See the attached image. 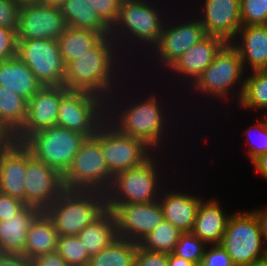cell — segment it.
I'll list each match as a JSON object with an SVG mask.
<instances>
[{
	"mask_svg": "<svg viewBox=\"0 0 267 266\" xmlns=\"http://www.w3.org/2000/svg\"><path fill=\"white\" fill-rule=\"evenodd\" d=\"M125 84L126 86H124ZM121 87L115 92L116 94L114 93L106 101V120L121 133L142 140L156 153L163 152L169 154L164 151V147L169 145L165 141L168 140L169 137L167 136L170 134V128L172 127H169L171 124L169 121L170 115H168L169 106L164 105L166 102L161 100L162 95H159L157 92H151L150 94L148 93V95H145L146 92H140V94L144 95L141 97L138 96V91L131 93L132 91L130 90L132 88H129L130 85L127 86L126 82H124ZM127 87L130 90H128ZM120 90H123V93L120 92ZM125 90L130 92L128 93ZM130 93L133 96L128 95ZM165 106L167 108L166 111L164 108Z\"/></svg>",
	"mask_w": 267,
	"mask_h": 266,
	"instance_id": "obj_1",
	"label": "cell"
},
{
	"mask_svg": "<svg viewBox=\"0 0 267 266\" xmlns=\"http://www.w3.org/2000/svg\"><path fill=\"white\" fill-rule=\"evenodd\" d=\"M123 62L127 65L116 41L110 35L105 36L89 53L66 66L64 87L88 92L107 101L128 79L130 68Z\"/></svg>",
	"mask_w": 267,
	"mask_h": 266,
	"instance_id": "obj_2",
	"label": "cell"
},
{
	"mask_svg": "<svg viewBox=\"0 0 267 266\" xmlns=\"http://www.w3.org/2000/svg\"><path fill=\"white\" fill-rule=\"evenodd\" d=\"M158 6L155 0H122L118 19L111 28L110 36L116 41L121 55L124 58L126 56L128 62L134 58L133 53H140V56L144 53V57L157 44L167 19V12L163 11L166 9Z\"/></svg>",
	"mask_w": 267,
	"mask_h": 266,
	"instance_id": "obj_3",
	"label": "cell"
},
{
	"mask_svg": "<svg viewBox=\"0 0 267 266\" xmlns=\"http://www.w3.org/2000/svg\"><path fill=\"white\" fill-rule=\"evenodd\" d=\"M164 154L155 152L138 167L115 174L109 189L105 192L108 210L113 211L120 204L157 201L166 185L165 181L170 180L167 178L168 172L165 171L167 167L163 165L164 163L169 165L163 160L164 157L166 158ZM164 173L167 174L164 175Z\"/></svg>",
	"mask_w": 267,
	"mask_h": 266,
	"instance_id": "obj_4",
	"label": "cell"
},
{
	"mask_svg": "<svg viewBox=\"0 0 267 266\" xmlns=\"http://www.w3.org/2000/svg\"><path fill=\"white\" fill-rule=\"evenodd\" d=\"M244 74L246 72L237 49L230 42H227L216 54L214 61L187 89L190 90L189 94L204 95L203 98L207 97L206 100L213 97L218 102L219 100L220 102L223 100L230 102L234 97L233 100L236 98L238 104L244 89ZM227 99L229 100L227 101Z\"/></svg>",
	"mask_w": 267,
	"mask_h": 266,
	"instance_id": "obj_5",
	"label": "cell"
},
{
	"mask_svg": "<svg viewBox=\"0 0 267 266\" xmlns=\"http://www.w3.org/2000/svg\"><path fill=\"white\" fill-rule=\"evenodd\" d=\"M108 211L106 193L97 190H68L45 212L59 236H77Z\"/></svg>",
	"mask_w": 267,
	"mask_h": 266,
	"instance_id": "obj_6",
	"label": "cell"
},
{
	"mask_svg": "<svg viewBox=\"0 0 267 266\" xmlns=\"http://www.w3.org/2000/svg\"><path fill=\"white\" fill-rule=\"evenodd\" d=\"M114 175L109 170L100 146V127L93 137L86 138L63 174L68 190H97L106 192Z\"/></svg>",
	"mask_w": 267,
	"mask_h": 266,
	"instance_id": "obj_7",
	"label": "cell"
},
{
	"mask_svg": "<svg viewBox=\"0 0 267 266\" xmlns=\"http://www.w3.org/2000/svg\"><path fill=\"white\" fill-rule=\"evenodd\" d=\"M185 11L187 12H184L185 15L183 14V16L182 12L180 13V20L178 18V15L174 18L175 15H173V17H170L169 14H167L168 20H165L157 44L151 49L149 53H147L146 56H144L146 58L144 60H147V57L150 58V63L152 61L151 59L154 60V62L156 63L155 66H158H156V68H161L159 72L161 70H163V72L167 70L176 60H178V58L183 53H185L206 36L204 27L195 16L194 12L192 13V10H186V8ZM189 13L193 14L192 17L191 15L189 16ZM187 14L190 18L187 16ZM186 16L187 18H185ZM158 64H161L160 68Z\"/></svg>",
	"mask_w": 267,
	"mask_h": 266,
	"instance_id": "obj_8",
	"label": "cell"
},
{
	"mask_svg": "<svg viewBox=\"0 0 267 266\" xmlns=\"http://www.w3.org/2000/svg\"><path fill=\"white\" fill-rule=\"evenodd\" d=\"M220 245L233 266H244L267 255L258 220L251 210L231 213Z\"/></svg>",
	"mask_w": 267,
	"mask_h": 266,
	"instance_id": "obj_9",
	"label": "cell"
},
{
	"mask_svg": "<svg viewBox=\"0 0 267 266\" xmlns=\"http://www.w3.org/2000/svg\"><path fill=\"white\" fill-rule=\"evenodd\" d=\"M86 138L79 132L56 125L31 134L22 144L36 160L63 175Z\"/></svg>",
	"mask_w": 267,
	"mask_h": 266,
	"instance_id": "obj_10",
	"label": "cell"
},
{
	"mask_svg": "<svg viewBox=\"0 0 267 266\" xmlns=\"http://www.w3.org/2000/svg\"><path fill=\"white\" fill-rule=\"evenodd\" d=\"M106 120V101L88 92L68 90L59 102L57 126L93 137Z\"/></svg>",
	"mask_w": 267,
	"mask_h": 266,
	"instance_id": "obj_11",
	"label": "cell"
},
{
	"mask_svg": "<svg viewBox=\"0 0 267 266\" xmlns=\"http://www.w3.org/2000/svg\"><path fill=\"white\" fill-rule=\"evenodd\" d=\"M100 146L113 175L138 167L155 153L145 142L121 133L107 120L100 125Z\"/></svg>",
	"mask_w": 267,
	"mask_h": 266,
	"instance_id": "obj_12",
	"label": "cell"
},
{
	"mask_svg": "<svg viewBox=\"0 0 267 266\" xmlns=\"http://www.w3.org/2000/svg\"><path fill=\"white\" fill-rule=\"evenodd\" d=\"M17 57L45 86H64L66 65L57 40L17 41Z\"/></svg>",
	"mask_w": 267,
	"mask_h": 266,
	"instance_id": "obj_13",
	"label": "cell"
},
{
	"mask_svg": "<svg viewBox=\"0 0 267 266\" xmlns=\"http://www.w3.org/2000/svg\"><path fill=\"white\" fill-rule=\"evenodd\" d=\"M66 28L58 6L29 4L19 8L17 41L57 40Z\"/></svg>",
	"mask_w": 267,
	"mask_h": 266,
	"instance_id": "obj_14",
	"label": "cell"
},
{
	"mask_svg": "<svg viewBox=\"0 0 267 266\" xmlns=\"http://www.w3.org/2000/svg\"><path fill=\"white\" fill-rule=\"evenodd\" d=\"M65 190L63 175L53 167L36 160L27 149L25 204L45 211Z\"/></svg>",
	"mask_w": 267,
	"mask_h": 266,
	"instance_id": "obj_15",
	"label": "cell"
},
{
	"mask_svg": "<svg viewBox=\"0 0 267 266\" xmlns=\"http://www.w3.org/2000/svg\"><path fill=\"white\" fill-rule=\"evenodd\" d=\"M67 91L64 86H45L37 91L28 100L26 121L13 136V141L23 143L31 134L55 127L59 102Z\"/></svg>",
	"mask_w": 267,
	"mask_h": 266,
	"instance_id": "obj_16",
	"label": "cell"
},
{
	"mask_svg": "<svg viewBox=\"0 0 267 266\" xmlns=\"http://www.w3.org/2000/svg\"><path fill=\"white\" fill-rule=\"evenodd\" d=\"M112 212L118 237L138 244L164 220L158 200L142 204H120Z\"/></svg>",
	"mask_w": 267,
	"mask_h": 266,
	"instance_id": "obj_17",
	"label": "cell"
},
{
	"mask_svg": "<svg viewBox=\"0 0 267 266\" xmlns=\"http://www.w3.org/2000/svg\"><path fill=\"white\" fill-rule=\"evenodd\" d=\"M201 3L199 7L195 5L194 12L199 9L194 14L198 13L196 17L204 27L206 35L231 42L242 26L240 0H202Z\"/></svg>",
	"mask_w": 267,
	"mask_h": 266,
	"instance_id": "obj_18",
	"label": "cell"
},
{
	"mask_svg": "<svg viewBox=\"0 0 267 266\" xmlns=\"http://www.w3.org/2000/svg\"><path fill=\"white\" fill-rule=\"evenodd\" d=\"M226 43L220 37L206 35L197 44L183 53L165 72H168L170 77L174 75L173 81L176 79V83L181 81L180 84L184 86V89L187 88V85L189 88L214 61L216 54Z\"/></svg>",
	"mask_w": 267,
	"mask_h": 266,
	"instance_id": "obj_19",
	"label": "cell"
},
{
	"mask_svg": "<svg viewBox=\"0 0 267 266\" xmlns=\"http://www.w3.org/2000/svg\"><path fill=\"white\" fill-rule=\"evenodd\" d=\"M169 182H166L158 198L164 219L183 233L191 232L199 203L203 198L195 193L190 194L185 189L178 191L176 187L175 190Z\"/></svg>",
	"mask_w": 267,
	"mask_h": 266,
	"instance_id": "obj_20",
	"label": "cell"
},
{
	"mask_svg": "<svg viewBox=\"0 0 267 266\" xmlns=\"http://www.w3.org/2000/svg\"><path fill=\"white\" fill-rule=\"evenodd\" d=\"M27 148L12 141L0 152V192L25 203Z\"/></svg>",
	"mask_w": 267,
	"mask_h": 266,
	"instance_id": "obj_21",
	"label": "cell"
},
{
	"mask_svg": "<svg viewBox=\"0 0 267 266\" xmlns=\"http://www.w3.org/2000/svg\"><path fill=\"white\" fill-rule=\"evenodd\" d=\"M230 43L237 49L246 73L267 70V24L241 26Z\"/></svg>",
	"mask_w": 267,
	"mask_h": 266,
	"instance_id": "obj_22",
	"label": "cell"
},
{
	"mask_svg": "<svg viewBox=\"0 0 267 266\" xmlns=\"http://www.w3.org/2000/svg\"><path fill=\"white\" fill-rule=\"evenodd\" d=\"M221 205L220 200L213 197L209 200L203 198L199 203L191 233L207 246L219 245L225 233L226 224L231 214H226L227 210Z\"/></svg>",
	"mask_w": 267,
	"mask_h": 266,
	"instance_id": "obj_23",
	"label": "cell"
},
{
	"mask_svg": "<svg viewBox=\"0 0 267 266\" xmlns=\"http://www.w3.org/2000/svg\"><path fill=\"white\" fill-rule=\"evenodd\" d=\"M41 212L37 207L26 205L10 220L0 221V252L23 254L28 230Z\"/></svg>",
	"mask_w": 267,
	"mask_h": 266,
	"instance_id": "obj_24",
	"label": "cell"
},
{
	"mask_svg": "<svg viewBox=\"0 0 267 266\" xmlns=\"http://www.w3.org/2000/svg\"><path fill=\"white\" fill-rule=\"evenodd\" d=\"M0 85L27 101L42 88L36 76L17 56L0 62Z\"/></svg>",
	"mask_w": 267,
	"mask_h": 266,
	"instance_id": "obj_25",
	"label": "cell"
},
{
	"mask_svg": "<svg viewBox=\"0 0 267 266\" xmlns=\"http://www.w3.org/2000/svg\"><path fill=\"white\" fill-rule=\"evenodd\" d=\"M58 238L59 234L53 221L42 211L28 230L23 254L33 259L38 255L56 252Z\"/></svg>",
	"mask_w": 267,
	"mask_h": 266,
	"instance_id": "obj_26",
	"label": "cell"
},
{
	"mask_svg": "<svg viewBox=\"0 0 267 266\" xmlns=\"http://www.w3.org/2000/svg\"><path fill=\"white\" fill-rule=\"evenodd\" d=\"M60 9L67 27L110 35L111 28L99 17L89 0H65Z\"/></svg>",
	"mask_w": 267,
	"mask_h": 266,
	"instance_id": "obj_27",
	"label": "cell"
},
{
	"mask_svg": "<svg viewBox=\"0 0 267 266\" xmlns=\"http://www.w3.org/2000/svg\"><path fill=\"white\" fill-rule=\"evenodd\" d=\"M89 256H94L118 238L116 219L108 210L95 223L87 225L78 235Z\"/></svg>",
	"mask_w": 267,
	"mask_h": 266,
	"instance_id": "obj_28",
	"label": "cell"
},
{
	"mask_svg": "<svg viewBox=\"0 0 267 266\" xmlns=\"http://www.w3.org/2000/svg\"><path fill=\"white\" fill-rule=\"evenodd\" d=\"M104 37L100 32L67 27L57 39L65 65L78 59L79 56L89 53Z\"/></svg>",
	"mask_w": 267,
	"mask_h": 266,
	"instance_id": "obj_29",
	"label": "cell"
},
{
	"mask_svg": "<svg viewBox=\"0 0 267 266\" xmlns=\"http://www.w3.org/2000/svg\"><path fill=\"white\" fill-rule=\"evenodd\" d=\"M28 101L0 85V124L14 136L24 125Z\"/></svg>",
	"mask_w": 267,
	"mask_h": 266,
	"instance_id": "obj_30",
	"label": "cell"
},
{
	"mask_svg": "<svg viewBox=\"0 0 267 266\" xmlns=\"http://www.w3.org/2000/svg\"><path fill=\"white\" fill-rule=\"evenodd\" d=\"M138 243L118 237L108 247L89 258L87 266H134Z\"/></svg>",
	"mask_w": 267,
	"mask_h": 266,
	"instance_id": "obj_31",
	"label": "cell"
},
{
	"mask_svg": "<svg viewBox=\"0 0 267 266\" xmlns=\"http://www.w3.org/2000/svg\"><path fill=\"white\" fill-rule=\"evenodd\" d=\"M238 105V108L244 111L247 109L267 111V70H256L245 74L244 89Z\"/></svg>",
	"mask_w": 267,
	"mask_h": 266,
	"instance_id": "obj_32",
	"label": "cell"
},
{
	"mask_svg": "<svg viewBox=\"0 0 267 266\" xmlns=\"http://www.w3.org/2000/svg\"><path fill=\"white\" fill-rule=\"evenodd\" d=\"M182 233L178 228L164 219L141 240L139 246L150 252L171 254Z\"/></svg>",
	"mask_w": 267,
	"mask_h": 266,
	"instance_id": "obj_33",
	"label": "cell"
},
{
	"mask_svg": "<svg viewBox=\"0 0 267 266\" xmlns=\"http://www.w3.org/2000/svg\"><path fill=\"white\" fill-rule=\"evenodd\" d=\"M69 266H87L89 254L77 236H59L57 250Z\"/></svg>",
	"mask_w": 267,
	"mask_h": 266,
	"instance_id": "obj_34",
	"label": "cell"
},
{
	"mask_svg": "<svg viewBox=\"0 0 267 266\" xmlns=\"http://www.w3.org/2000/svg\"><path fill=\"white\" fill-rule=\"evenodd\" d=\"M207 245L191 232L182 233L173 254L184 258L197 266L203 260Z\"/></svg>",
	"mask_w": 267,
	"mask_h": 266,
	"instance_id": "obj_35",
	"label": "cell"
},
{
	"mask_svg": "<svg viewBox=\"0 0 267 266\" xmlns=\"http://www.w3.org/2000/svg\"><path fill=\"white\" fill-rule=\"evenodd\" d=\"M257 122L253 123L251 127H248L243 131L244 136L247 135L246 145L249 146L247 155L251 162L258 156L267 152V115L264 117L262 115L261 120H258ZM252 134H254V139L252 138Z\"/></svg>",
	"mask_w": 267,
	"mask_h": 266,
	"instance_id": "obj_36",
	"label": "cell"
},
{
	"mask_svg": "<svg viewBox=\"0 0 267 266\" xmlns=\"http://www.w3.org/2000/svg\"><path fill=\"white\" fill-rule=\"evenodd\" d=\"M240 5L242 26L267 24V0H240Z\"/></svg>",
	"mask_w": 267,
	"mask_h": 266,
	"instance_id": "obj_37",
	"label": "cell"
},
{
	"mask_svg": "<svg viewBox=\"0 0 267 266\" xmlns=\"http://www.w3.org/2000/svg\"><path fill=\"white\" fill-rule=\"evenodd\" d=\"M99 17L110 27L118 19L122 0H89Z\"/></svg>",
	"mask_w": 267,
	"mask_h": 266,
	"instance_id": "obj_38",
	"label": "cell"
},
{
	"mask_svg": "<svg viewBox=\"0 0 267 266\" xmlns=\"http://www.w3.org/2000/svg\"><path fill=\"white\" fill-rule=\"evenodd\" d=\"M17 29L0 27V62L17 56Z\"/></svg>",
	"mask_w": 267,
	"mask_h": 266,
	"instance_id": "obj_39",
	"label": "cell"
},
{
	"mask_svg": "<svg viewBox=\"0 0 267 266\" xmlns=\"http://www.w3.org/2000/svg\"><path fill=\"white\" fill-rule=\"evenodd\" d=\"M198 266H233L227 251L219 245H208Z\"/></svg>",
	"mask_w": 267,
	"mask_h": 266,
	"instance_id": "obj_40",
	"label": "cell"
},
{
	"mask_svg": "<svg viewBox=\"0 0 267 266\" xmlns=\"http://www.w3.org/2000/svg\"><path fill=\"white\" fill-rule=\"evenodd\" d=\"M19 8L16 0H0V27L17 29Z\"/></svg>",
	"mask_w": 267,
	"mask_h": 266,
	"instance_id": "obj_41",
	"label": "cell"
},
{
	"mask_svg": "<svg viewBox=\"0 0 267 266\" xmlns=\"http://www.w3.org/2000/svg\"><path fill=\"white\" fill-rule=\"evenodd\" d=\"M134 266H168V254L150 252L138 244Z\"/></svg>",
	"mask_w": 267,
	"mask_h": 266,
	"instance_id": "obj_42",
	"label": "cell"
},
{
	"mask_svg": "<svg viewBox=\"0 0 267 266\" xmlns=\"http://www.w3.org/2000/svg\"><path fill=\"white\" fill-rule=\"evenodd\" d=\"M25 206L23 201L0 192V221L10 220V217L19 213Z\"/></svg>",
	"mask_w": 267,
	"mask_h": 266,
	"instance_id": "obj_43",
	"label": "cell"
},
{
	"mask_svg": "<svg viewBox=\"0 0 267 266\" xmlns=\"http://www.w3.org/2000/svg\"><path fill=\"white\" fill-rule=\"evenodd\" d=\"M32 262L33 266H69L57 251L38 255L32 259Z\"/></svg>",
	"mask_w": 267,
	"mask_h": 266,
	"instance_id": "obj_44",
	"label": "cell"
},
{
	"mask_svg": "<svg viewBox=\"0 0 267 266\" xmlns=\"http://www.w3.org/2000/svg\"><path fill=\"white\" fill-rule=\"evenodd\" d=\"M0 266H33V262L24 254L0 252Z\"/></svg>",
	"mask_w": 267,
	"mask_h": 266,
	"instance_id": "obj_45",
	"label": "cell"
},
{
	"mask_svg": "<svg viewBox=\"0 0 267 266\" xmlns=\"http://www.w3.org/2000/svg\"><path fill=\"white\" fill-rule=\"evenodd\" d=\"M251 211L255 214L258 220L260 231L262 233L263 240H265V245L267 247V243H266L267 242V208H264V209L253 208Z\"/></svg>",
	"mask_w": 267,
	"mask_h": 266,
	"instance_id": "obj_46",
	"label": "cell"
},
{
	"mask_svg": "<svg viewBox=\"0 0 267 266\" xmlns=\"http://www.w3.org/2000/svg\"><path fill=\"white\" fill-rule=\"evenodd\" d=\"M251 163L257 173L267 180V152L255 158Z\"/></svg>",
	"mask_w": 267,
	"mask_h": 266,
	"instance_id": "obj_47",
	"label": "cell"
},
{
	"mask_svg": "<svg viewBox=\"0 0 267 266\" xmlns=\"http://www.w3.org/2000/svg\"><path fill=\"white\" fill-rule=\"evenodd\" d=\"M168 266H197L182 257L176 256L173 253L168 254Z\"/></svg>",
	"mask_w": 267,
	"mask_h": 266,
	"instance_id": "obj_48",
	"label": "cell"
},
{
	"mask_svg": "<svg viewBox=\"0 0 267 266\" xmlns=\"http://www.w3.org/2000/svg\"><path fill=\"white\" fill-rule=\"evenodd\" d=\"M13 136L0 124V152L3 151L11 142Z\"/></svg>",
	"mask_w": 267,
	"mask_h": 266,
	"instance_id": "obj_49",
	"label": "cell"
},
{
	"mask_svg": "<svg viewBox=\"0 0 267 266\" xmlns=\"http://www.w3.org/2000/svg\"><path fill=\"white\" fill-rule=\"evenodd\" d=\"M244 266H267V255L263 258L253 260Z\"/></svg>",
	"mask_w": 267,
	"mask_h": 266,
	"instance_id": "obj_50",
	"label": "cell"
},
{
	"mask_svg": "<svg viewBox=\"0 0 267 266\" xmlns=\"http://www.w3.org/2000/svg\"><path fill=\"white\" fill-rule=\"evenodd\" d=\"M19 6L29 5V4H44V0H16Z\"/></svg>",
	"mask_w": 267,
	"mask_h": 266,
	"instance_id": "obj_51",
	"label": "cell"
},
{
	"mask_svg": "<svg viewBox=\"0 0 267 266\" xmlns=\"http://www.w3.org/2000/svg\"><path fill=\"white\" fill-rule=\"evenodd\" d=\"M65 0H44V4L60 7Z\"/></svg>",
	"mask_w": 267,
	"mask_h": 266,
	"instance_id": "obj_52",
	"label": "cell"
}]
</instances>
